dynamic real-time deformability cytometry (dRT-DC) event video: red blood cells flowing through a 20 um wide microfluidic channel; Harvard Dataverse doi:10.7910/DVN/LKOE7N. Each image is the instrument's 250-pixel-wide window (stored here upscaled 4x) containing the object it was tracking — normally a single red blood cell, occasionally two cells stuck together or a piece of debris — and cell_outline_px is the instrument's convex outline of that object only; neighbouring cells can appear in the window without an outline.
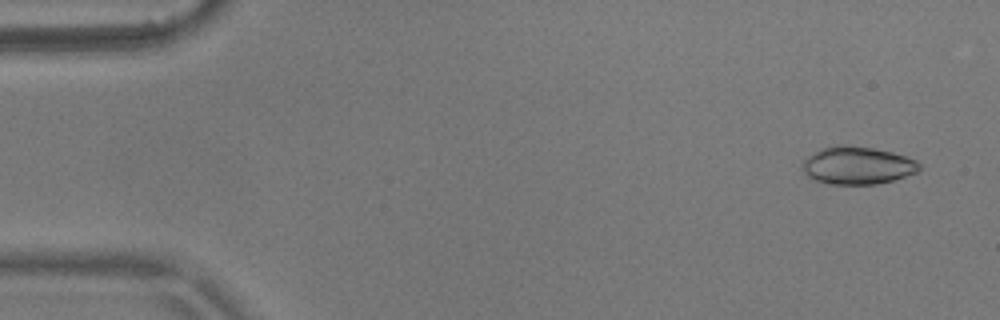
{"species": "common noctule bat (a hibernating species)", "species_latin": "Nyctalus noctula", "temperature_condition": "warm", "stored_images_in_passage": 10, "camera_frame_rate_fps": 3000, "um_per_image_px": 0.085, "animal": {"sex": "male", "body_mass_g": 17.9}, "frame": {"image": 1, "passage_image": 1, "time_ms": 0.0, "image_size_px": [1000, 320], "cell_outline_px": [[920, 168], [916, 172], [892, 180], [876, 184], [828, 184], [812, 180], [800, 168], [804, 160], [808, 156], [824, 148], [836, 144], [848, 144], [872, 148], [892, 152], [916, 160], [920, 164]], "centroid_in_image_um": [72.84, 14.06], "position_along_channel_um": 12.2, "area_um2": 25.66}}
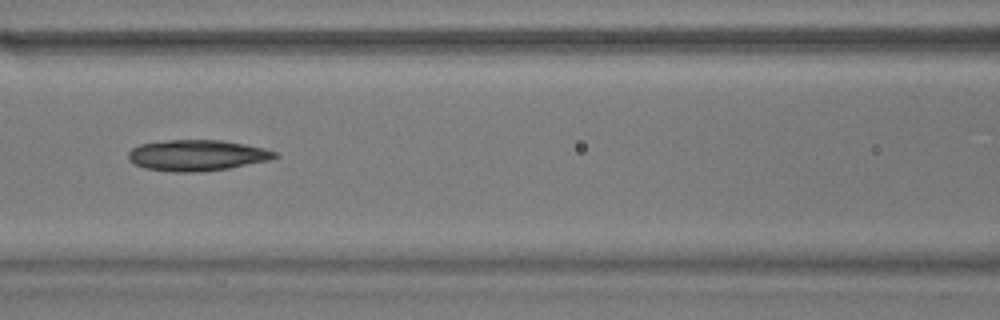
{"frame": {"image": 2, "passage_image": 6, "time_ms": 1.667, "image_size_px": [1000, 320], "cell_outline_px": [[280, 156], [268, 160], [228, 168], [200, 172], [172, 172], [144, 168], [128, 160], [128, 152], [132, 148], [140, 144], [168, 140], [224, 140], [264, 148], [276, 152]], "centroid_in_image_um": [16.73, 13.2], "position_along_channel_um": 149.9, "area_um2": 26.41}}
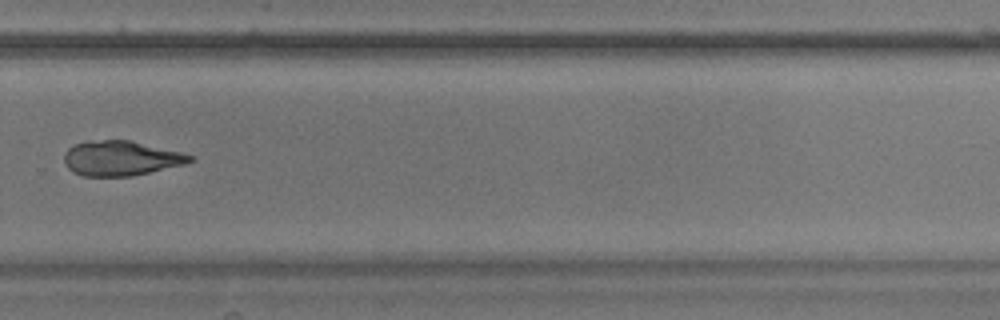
{"frame": {"image": 3, "passage_image": 10, "time_ms": 3.0, "image_size_px": [1000, 320], "cell_outline_px": [[196, 160], [184, 164], [132, 176], [84, 176], [68, 168], [64, 164], [64, 152], [68, 148], [76, 144], [88, 140], [128, 140], [180, 152], [192, 156]], "centroid_in_image_um": [10.25, 13.45], "position_along_channel_um": 319.6, "area_um2": 25.32}}